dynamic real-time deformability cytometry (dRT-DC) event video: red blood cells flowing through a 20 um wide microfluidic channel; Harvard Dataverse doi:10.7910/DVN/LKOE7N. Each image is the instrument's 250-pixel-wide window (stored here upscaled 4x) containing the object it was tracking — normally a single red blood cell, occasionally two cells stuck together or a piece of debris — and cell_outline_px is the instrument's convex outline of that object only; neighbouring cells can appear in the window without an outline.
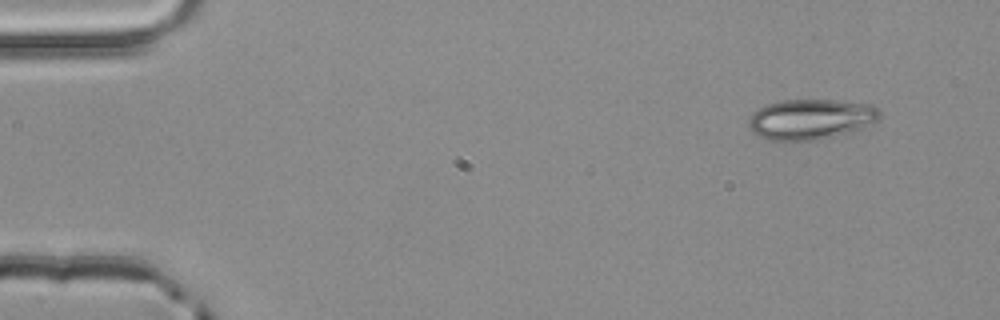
{"species": "common noctule bat (a hibernating species)", "species_latin": "Nyctalus noctula", "temperature_condition": "room temperature", "stored_images_in_passage": 4, "camera_frame_rate_fps": 3000, "um_per_image_px": 0.085, "animal": {"sex": "male", "body_mass_g": 20.4}, "frame": {"image": 1, "passage_image": 1, "time_ms": 0.0, "image_size_px": [1000, 320], "cell_outline_px": [[880, 116], [876, 120], [852, 132], [816, 140], [784, 144], [764, 140], [752, 132], [748, 128], [748, 120], [752, 112], [768, 104], [780, 100], [836, 100], [872, 104], [880, 112]], "centroid_in_image_um": [68.82, 10.18], "position_along_channel_um": 16.2, "area_um2": 31.62}}